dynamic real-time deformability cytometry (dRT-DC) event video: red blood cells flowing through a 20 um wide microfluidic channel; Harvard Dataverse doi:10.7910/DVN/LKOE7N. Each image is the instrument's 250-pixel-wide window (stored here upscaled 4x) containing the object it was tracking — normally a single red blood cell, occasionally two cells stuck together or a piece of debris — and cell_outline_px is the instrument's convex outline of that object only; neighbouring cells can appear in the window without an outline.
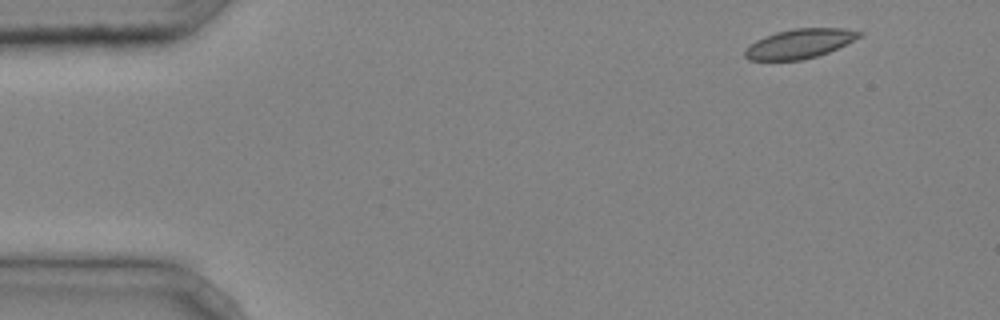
{"species": "common noctule bat (a hibernating species)", "species_latin": "Nyctalus noctula", "temperature_condition": "cold", "stored_images_in_passage": 3, "camera_frame_rate_fps": 3000, "um_per_image_px": 0.085, "animal": {"sex": "male", "body_mass_g": 20.4}, "frame": {"image": 1, "passage_image": 1, "time_ms": 0.0, "image_size_px": [1000, 320], "cell_outline_px": [[864, 36], [828, 52], [816, 56], [800, 60], [748, 60], [744, 56], [744, 48], [748, 44], [764, 36], [776, 32], [796, 28], [844, 28], [864, 32]], "centroid_in_image_um": [67.96, 3.7], "position_along_channel_um": 17.0, "area_um2": 19.77}}
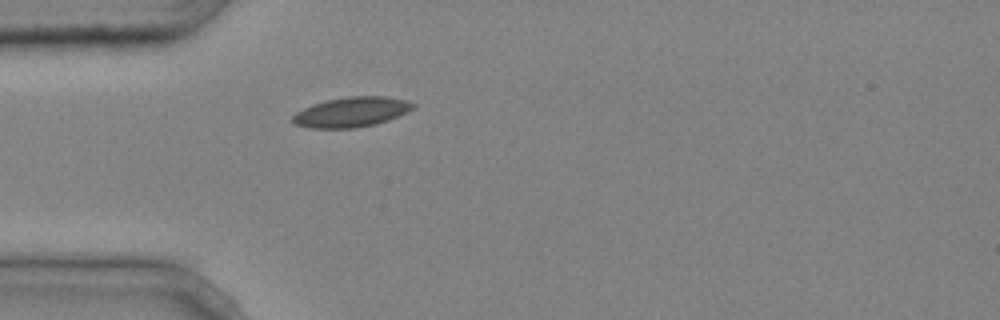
{"frame": {"image": 2, "passage_image": 3, "time_ms": 0.667, "image_size_px": [1000, 320], "cell_outline_px": [[416, 108], [408, 112], [388, 120], [376, 124], [356, 128], [312, 128], [296, 124], [292, 120], [292, 116], [296, 112], [304, 108], [328, 100], [348, 96], [384, 96], [404, 100], [416, 104]], "centroid_in_image_um": [29.92, 9.53], "position_along_channel_um": 55.1, "area_um2": 20.87}}